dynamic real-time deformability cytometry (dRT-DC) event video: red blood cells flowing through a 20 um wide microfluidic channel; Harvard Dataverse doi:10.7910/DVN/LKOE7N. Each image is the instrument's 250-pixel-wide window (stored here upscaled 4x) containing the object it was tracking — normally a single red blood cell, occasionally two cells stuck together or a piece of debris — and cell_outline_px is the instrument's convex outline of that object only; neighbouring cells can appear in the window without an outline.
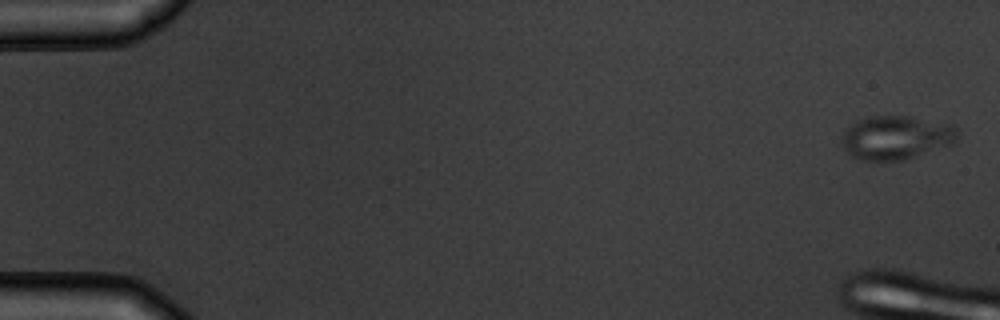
{"species": "common noctule bat (a hibernating species)", "species_latin": "Nyctalus noctula", "temperature_condition": "warm", "stored_images_in_passage": 7, "camera_frame_rate_fps": 3000, "um_per_image_px": 0.085, "animal": {"sex": "male", "body_mass_g": 19.5, "forearm_length_mm": 54.6}, "frame": {"image": 1, "passage_image": 1, "time_ms": 0.0, "image_size_px": [1000, 320], "cell_outline_px": [[960, 132], [956, 140], [952, 144], [904, 160], [864, 160], [852, 156], [844, 148], [840, 140], [844, 132], [852, 124], [860, 120], [872, 116], [912, 116], [956, 124]], "centroid_in_image_um": [76.24, 11.67], "position_along_channel_um": 8.8, "area_um2": 29.65}}